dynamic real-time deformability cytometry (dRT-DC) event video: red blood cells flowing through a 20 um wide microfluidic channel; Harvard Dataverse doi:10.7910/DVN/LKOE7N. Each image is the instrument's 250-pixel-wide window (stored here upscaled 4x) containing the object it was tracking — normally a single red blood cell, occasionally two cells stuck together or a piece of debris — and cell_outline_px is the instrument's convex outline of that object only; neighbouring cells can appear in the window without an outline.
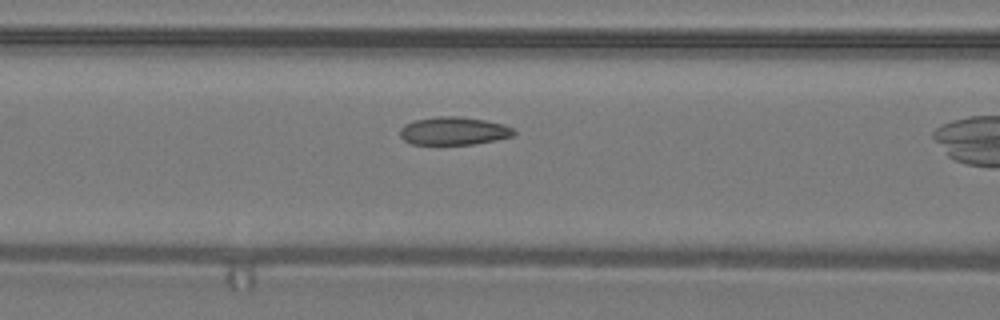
{"species": "common noctule bat (a hibernating species)", "species_latin": "Nyctalus noctula", "temperature_condition": "warm", "stored_images_in_passage": 11, "camera_frame_rate_fps": 3000, "um_per_image_px": 0.085, "animal": {"sex": "male", "body_mass_g": 19.2, "forearm_length_mm": 51.8}, "frame": {"image": 1, "passage_image": 10, "time_ms": 3.0, "image_size_px": [1000, 320], "cell_outline_px": [[516, 132], [512, 136], [496, 140], [472, 144], [412, 144], [404, 140], [400, 136], [400, 128], [404, 124], [416, 120], [436, 116], [460, 116], [484, 120], [504, 124], [512, 128]], "centroid_in_image_um": [38.55, 11.12], "position_along_channel_um": 128.0, "area_um2": 18.55}}